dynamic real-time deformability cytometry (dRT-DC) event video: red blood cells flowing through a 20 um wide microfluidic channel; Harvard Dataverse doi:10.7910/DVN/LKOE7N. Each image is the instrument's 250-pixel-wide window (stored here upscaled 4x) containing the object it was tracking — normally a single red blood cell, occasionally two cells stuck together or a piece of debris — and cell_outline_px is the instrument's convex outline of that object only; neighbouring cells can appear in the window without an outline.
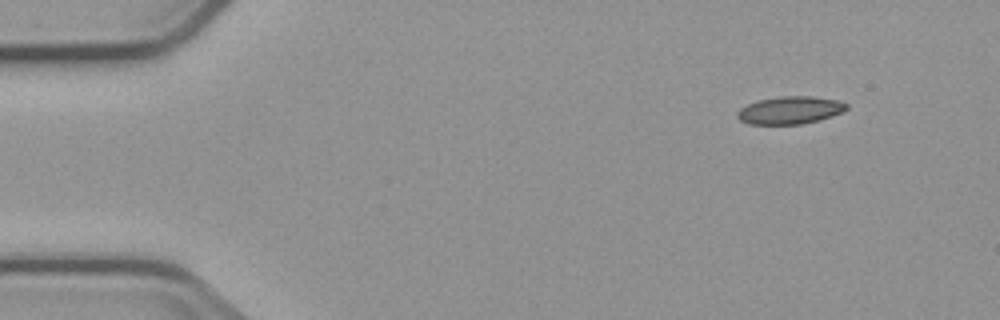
{"species": "common noctule bat (a hibernating species)", "species_latin": "Nyctalus noctula", "temperature_condition": "cold", "stored_images_in_passage": 3, "segment_of_instrument_passage": [2, 2], "camera_frame_rate_fps": 3000, "um_per_image_px": 0.085, "animal": {"sex": "male", "body_mass_g": 23.1, "forearm_length_mm": 52.7}, "frame": {"image": 1, "passage_image": 3, "time_ms": 6.0, "image_size_px": [1000, 320], "cell_outline_px": [[848, 108], [832, 116], [820, 120], [800, 124], [748, 124], [740, 120], [736, 116], [736, 112], [740, 108], [756, 100], [780, 96], [812, 96], [836, 100], [848, 104]], "centroid_in_image_um": [67.12, 9.36], "position_along_channel_um": 17.9, "area_um2": 17.63}}